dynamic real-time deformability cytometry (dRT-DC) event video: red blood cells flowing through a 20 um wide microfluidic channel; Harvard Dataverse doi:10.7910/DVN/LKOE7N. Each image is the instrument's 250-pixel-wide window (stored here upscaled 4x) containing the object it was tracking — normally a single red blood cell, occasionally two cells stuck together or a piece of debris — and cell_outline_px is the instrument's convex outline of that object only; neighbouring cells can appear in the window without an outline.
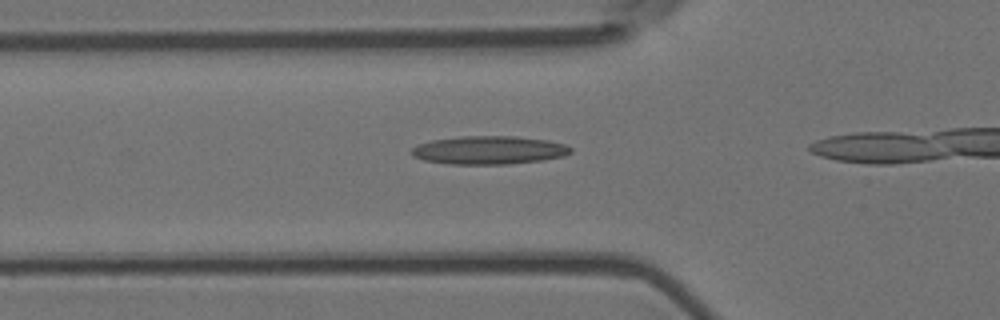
{"species": "Egyptian fruit bat (a non-hibernating species)", "species_latin": "Rousettus aegyptiacus", "temperature_condition": "room temperature", "stored_images_in_passage": 6, "camera_frame_rate_fps": 3000, "um_per_image_px": 0.085, "animal": {"sex": "female"}, "frame": {"image": 1, "passage_image": 2, "time_ms": 0.333, "image_size_px": [1000, 320], "cell_outline_px": [[572, 152], [564, 156], [544, 160], [508, 164], [448, 164], [424, 160], [412, 156], [412, 148], [416, 144], [432, 140], [464, 136], [516, 136], [548, 140], [564, 144], [572, 148]], "centroid_in_image_um": [41.57, 12.76], "position_along_channel_um": 84.2, "area_um2": 26.36}}
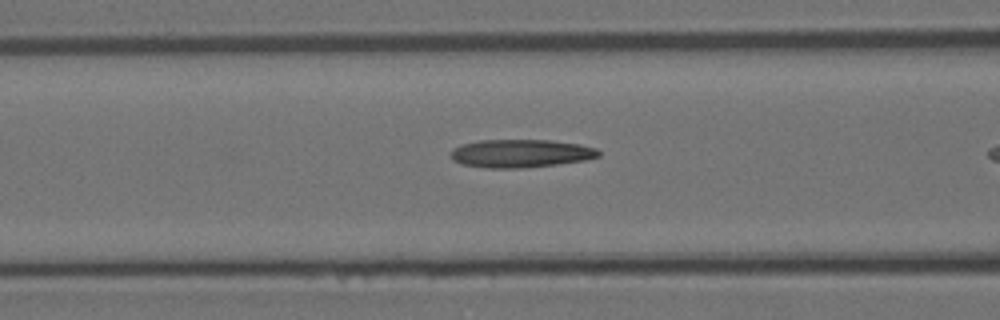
{"frame": {"image": 2, "passage_image": 5, "time_ms": 1.333, "image_size_px": [1000, 320], "cell_outline_px": [[600, 156], [584, 160], [556, 164], [520, 168], [488, 168], [460, 164], [452, 160], [448, 152], [452, 148], [460, 144], [480, 140], [552, 140], [580, 144], [596, 148], [600, 152]], "centroid_in_image_um": [44.19, 13.03], "position_along_channel_um": 122.4, "area_um2": 24.45}}